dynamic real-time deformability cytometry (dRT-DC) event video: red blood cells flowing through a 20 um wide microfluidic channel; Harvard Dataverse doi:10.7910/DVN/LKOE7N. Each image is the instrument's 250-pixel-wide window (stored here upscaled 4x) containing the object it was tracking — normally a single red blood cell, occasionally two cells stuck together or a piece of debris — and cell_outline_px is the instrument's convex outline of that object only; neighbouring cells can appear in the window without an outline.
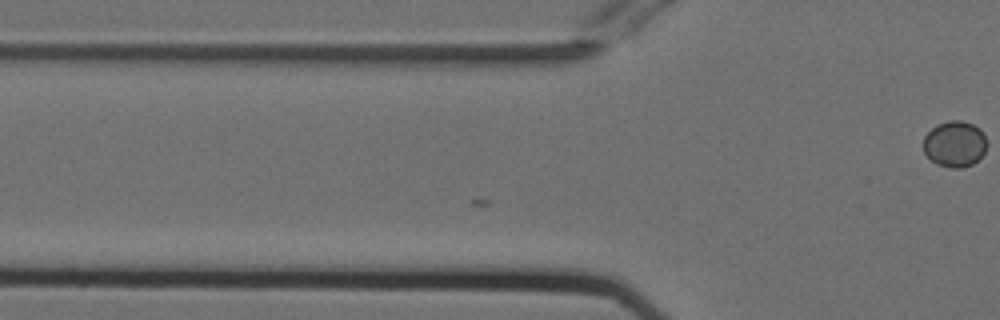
{"species": "Egyptian fruit bat (a non-hibernating species)", "species_latin": "Rousettus aegyptiacus", "temperature_condition": "cold", "stored_images_in_passage": 5, "camera_frame_rate_fps": 3000, "um_per_image_px": 0.085, "animal": {"sex": "female"}, "frame": {"image": 1, "passage_image": 5, "time_ms": 1.333, "image_size_px": [1000, 320], "cell_outline_px": [[984, 152], [972, 164], [960, 168], [948, 168], [936, 164], [924, 152], [924, 136], [936, 124], [948, 120], [960, 120], [972, 124], [984, 136]], "centroid_in_image_um": [81.09, 12.24], "position_along_channel_um": 44.7, "area_um2": 16.65}}